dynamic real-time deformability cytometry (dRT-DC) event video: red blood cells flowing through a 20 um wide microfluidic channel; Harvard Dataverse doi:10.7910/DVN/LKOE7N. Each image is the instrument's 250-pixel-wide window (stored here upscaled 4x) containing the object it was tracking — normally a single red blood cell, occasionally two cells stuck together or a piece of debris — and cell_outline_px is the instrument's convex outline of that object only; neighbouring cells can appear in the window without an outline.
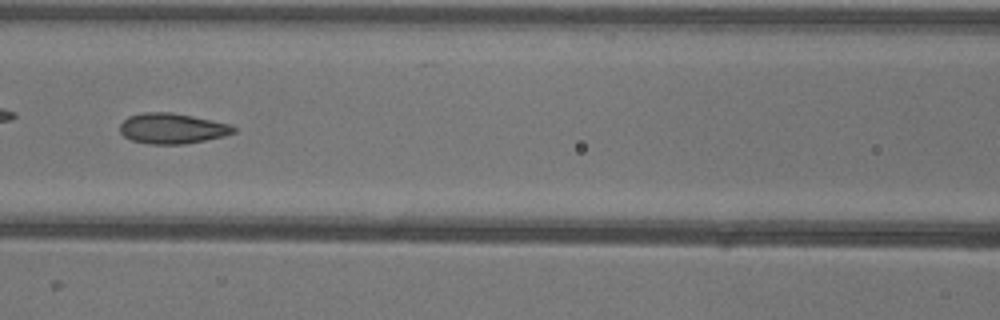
{"species": "common noctule bat (a hibernating species)", "species_latin": "Nyctalus noctula", "temperature_condition": "warm", "stored_images_in_passage": 51, "camera_frame_rate_fps": 3000, "um_per_image_px": 0.085, "animal": {"sex": "female"}, "frame": {"image": 1, "passage_image": 22, "time_ms": 7.0, "image_size_px": [1000, 320], "cell_outline_px": [[236, 132], [224, 136], [184, 144], [148, 144], [132, 140], [124, 136], [120, 132], [120, 124], [128, 116], [144, 112], [172, 112], [232, 124], [236, 128]], "centroid_in_image_um": [14.64, 10.91], "position_along_channel_um": 152.0, "area_um2": 20.23}, "authors_computed_cell_mechanics": {"area_um2": 20.8658, "velocity_mm_per_s": 3.9642, "shape_relaxation_time_tau1_ms": null, "shape_relaxation_time_tau2_ms": 1.4698, "deformation_change_tau1": null, "deformation_change_tau2": 0.0803}}